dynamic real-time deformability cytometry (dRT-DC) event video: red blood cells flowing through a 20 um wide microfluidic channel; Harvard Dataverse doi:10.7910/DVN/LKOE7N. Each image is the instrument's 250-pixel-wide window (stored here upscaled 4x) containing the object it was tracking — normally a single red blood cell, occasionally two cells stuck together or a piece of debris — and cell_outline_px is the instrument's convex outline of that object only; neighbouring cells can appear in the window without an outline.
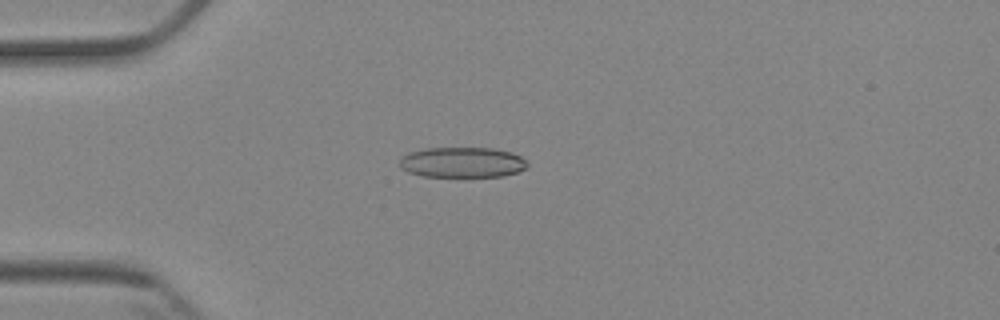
{"species": "Egyptian fruit bat (a non-hibernating species)", "species_latin": "Rousettus aegyptiacus", "temperature_condition": "cold", "stored_images_in_passage": 7, "camera_frame_rate_fps": 3000, "um_per_image_px": 0.085, "animal": {"sex": "female"}, "frame": {"image": 1, "passage_image": 4, "time_ms": 3.667, "image_size_px": [1000, 320], "cell_outline_px": [[528, 168], [504, 176], [424, 176], [408, 172], [400, 168], [400, 156], [408, 152], [428, 148], [492, 148], [512, 152], [520, 156], [528, 164]], "centroid_in_image_um": [39.28, 13.79], "position_along_channel_um": 45.7, "area_um2": 22.66}}
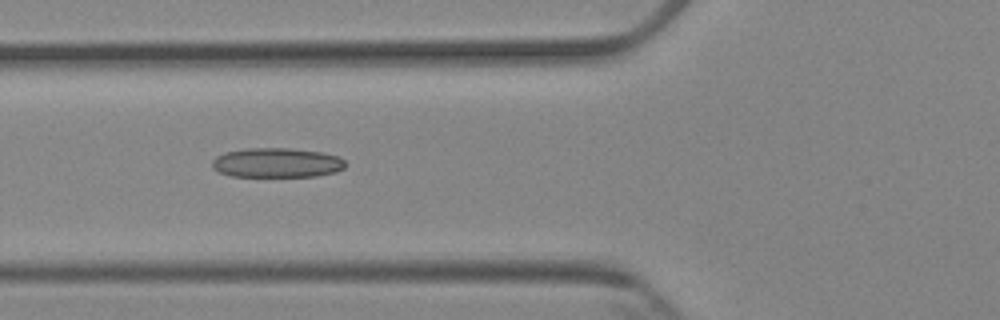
{"frame": {"image": 2, "passage_image": 6, "time_ms": 5.667, "image_size_px": [1000, 320], "cell_outline_px": [[348, 164], [344, 168], [336, 172], [316, 176], [232, 176], [220, 172], [212, 168], [212, 160], [216, 156], [224, 152], [248, 148], [288, 148], [324, 152], [340, 156]], "centroid_in_image_um": [23.57, 13.82], "position_along_channel_um": 102.2, "area_um2": 23.18}}
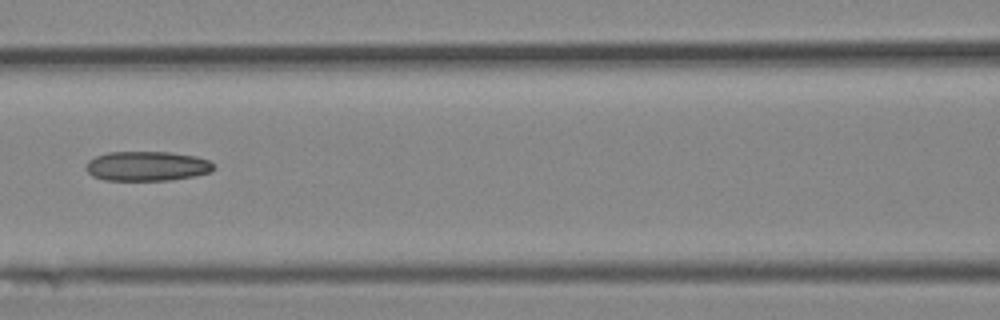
{"frame": {"image": 3, "passage_image": 7, "time_ms": 7.0, "image_size_px": [1000, 320], "cell_outline_px": [[216, 168], [212, 172], [196, 176], [172, 180], [104, 180], [92, 176], [84, 168], [88, 160], [96, 156], [108, 152], [168, 152], [196, 156], [208, 160], [216, 164]], "centroid_in_image_um": [12.53, 14.12], "position_along_channel_um": 154.1, "area_um2": 22.37}}